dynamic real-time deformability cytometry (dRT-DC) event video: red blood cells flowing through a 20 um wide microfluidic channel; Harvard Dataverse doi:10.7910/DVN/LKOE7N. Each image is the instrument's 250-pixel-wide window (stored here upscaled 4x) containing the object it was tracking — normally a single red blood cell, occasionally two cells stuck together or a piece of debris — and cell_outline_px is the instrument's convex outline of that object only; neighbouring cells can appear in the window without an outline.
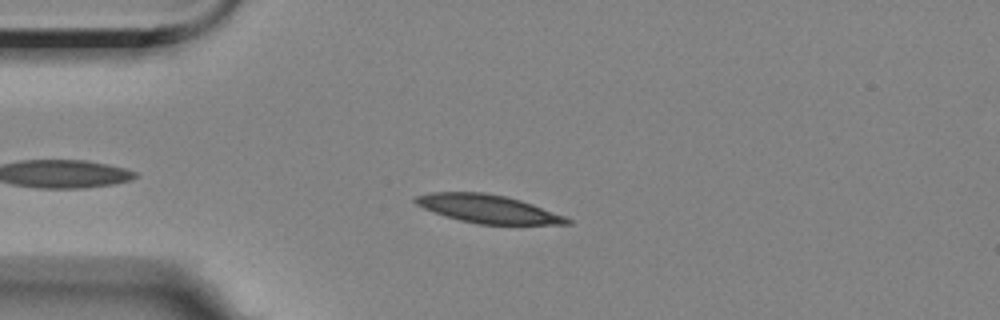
{"species": "Egyptian fruit bat (a non-hibernating species)", "species_latin": "Rousettus aegyptiacus", "temperature_condition": "room temperature", "stored_images_in_passage": 50, "camera_frame_rate_fps": 3000, "um_per_image_px": 0.085, "animal": {"sex": "female"}, "frame": {"image": 1, "passage_image": 7, "time_ms": 2.0, "image_size_px": [1000, 320], "cell_outline_px": [[572, 224], [476, 224], [444, 216], [424, 208], [416, 204], [412, 200], [416, 196], [432, 192], [484, 192], [504, 196], [520, 200], [532, 204], [564, 216], [572, 220]], "centroid_in_image_um": [41.45, 17.75], "position_along_channel_um": 43.6, "area_um2": 24.74}}
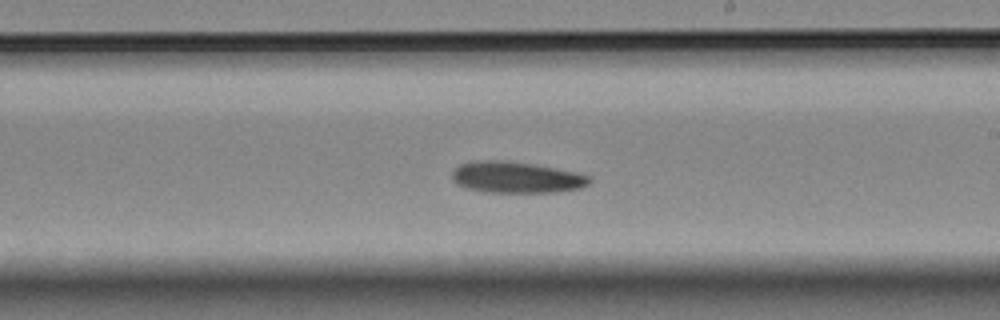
{"frame": {"image": 2, "passage_image": 26, "time_ms": 8.333, "image_size_px": [1000, 320], "cell_outline_px": [[592, 180], [588, 184], [580, 188], [556, 192], [488, 192], [464, 188], [456, 184], [452, 180], [452, 172], [460, 164], [476, 160], [504, 160], [532, 164], [576, 172], [592, 176]], "centroid_in_image_um": [43.87, 15.07], "position_along_channel_um": 245.1, "area_um2": 25.14}}
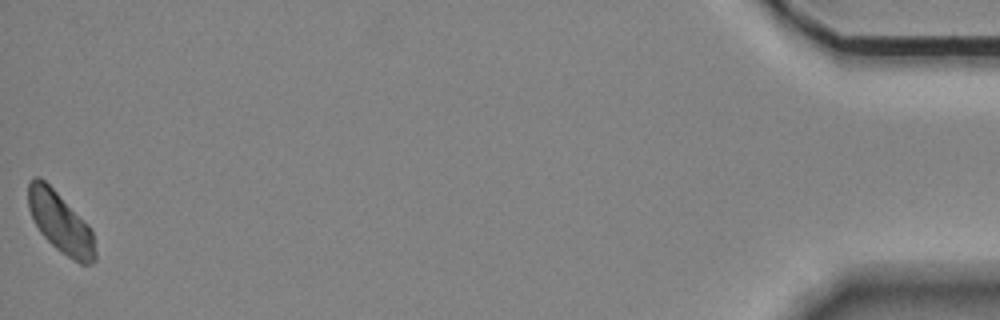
{"frame": {"image": 3, "passage_image": 50, "time_ms": 16.333, "image_size_px": [1000, 320], "cell_outline_px": [[96, 260], [92, 264], [80, 264], [60, 252], [40, 232], [28, 208], [28, 180], [32, 176], [40, 176], [92, 228], [96, 252]], "centroid_in_image_um": [5.14, 18.93], "position_along_channel_um": 430.1, "area_um2": 23.64}, "authors_computed_cell_mechanics": {"area_um2": 24.4494, "velocity_mm_per_s": 3.4898, "shape_relaxation_time_tau1_ms": 6.612, "shape_relaxation_time_tau2_ms": null, "deformation_change_tau1": 0.1218, "deformation_change_tau2": null}}